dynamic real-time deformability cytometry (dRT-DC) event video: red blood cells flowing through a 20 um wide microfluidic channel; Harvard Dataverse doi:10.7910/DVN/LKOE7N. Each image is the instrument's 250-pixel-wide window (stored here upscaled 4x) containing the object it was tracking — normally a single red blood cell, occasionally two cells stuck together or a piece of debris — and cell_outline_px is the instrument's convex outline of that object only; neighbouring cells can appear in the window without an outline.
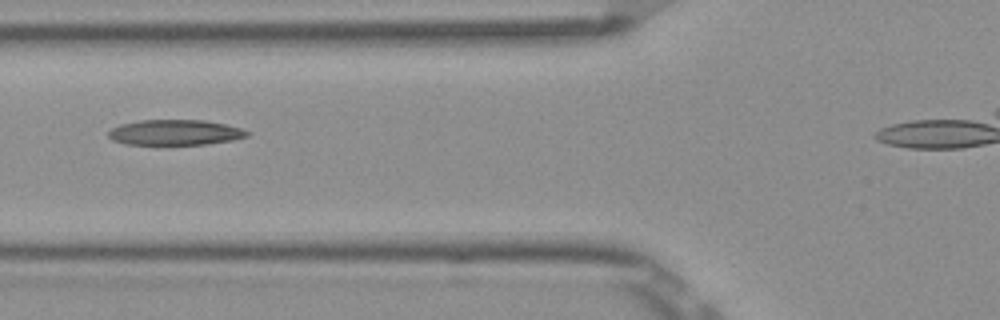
{"species": "Egyptian fruit bat (a non-hibernating species)", "species_latin": "Rousettus aegyptiacus", "temperature_condition": "room temperature", "stored_images_in_passage": 6, "camera_frame_rate_fps": 3000, "um_per_image_px": 0.085, "frame": {"image": 1, "passage_image": 6, "time_ms": 1.667, "image_size_px": [1000, 320], "cell_outline_px": [[252, 132], [248, 136], [232, 140], [208, 144], [124, 144], [112, 140], [108, 136], [108, 132], [112, 128], [120, 124], [140, 120], [204, 120], [224, 124], [240, 128]], "centroid_in_image_um": [14.88, 11.25], "position_along_channel_um": 110.9, "area_um2": 20.52}}